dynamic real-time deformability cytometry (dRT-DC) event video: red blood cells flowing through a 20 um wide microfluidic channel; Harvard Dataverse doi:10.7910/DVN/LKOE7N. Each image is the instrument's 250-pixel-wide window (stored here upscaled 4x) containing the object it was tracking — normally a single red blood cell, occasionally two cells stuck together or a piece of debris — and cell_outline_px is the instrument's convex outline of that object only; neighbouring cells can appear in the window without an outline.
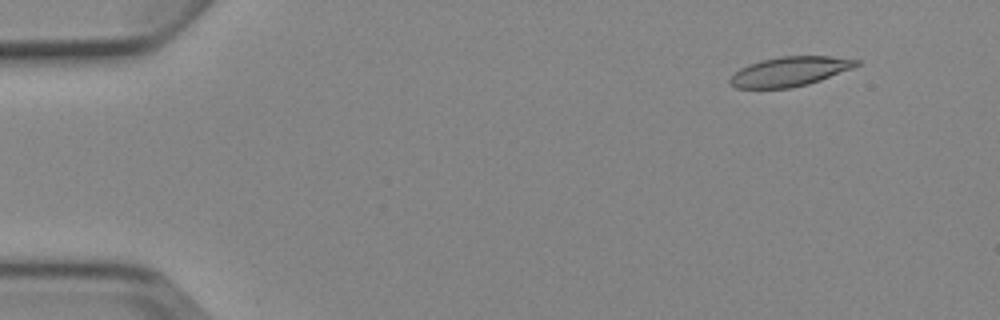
{"species": "Egyptian fruit bat (a non-hibernating species)", "species_latin": "Rousettus aegyptiacus", "temperature_condition": "cold", "stored_images_in_passage": 4, "camera_frame_rate_fps": 3000, "um_per_image_px": 0.085, "animal": {"sex": "female"}, "frame": {"image": 1, "passage_image": 2, "time_ms": 1.0, "image_size_px": [1000, 320], "cell_outline_px": [[860, 64], [852, 68], [820, 80], [808, 84], [792, 88], [736, 88], [728, 84], [728, 80], [740, 68], [748, 64], [760, 60], [780, 56], [832, 56], [860, 60]], "centroid_in_image_um": [67.11, 6.07], "position_along_channel_um": 17.9, "area_um2": 21.79}}
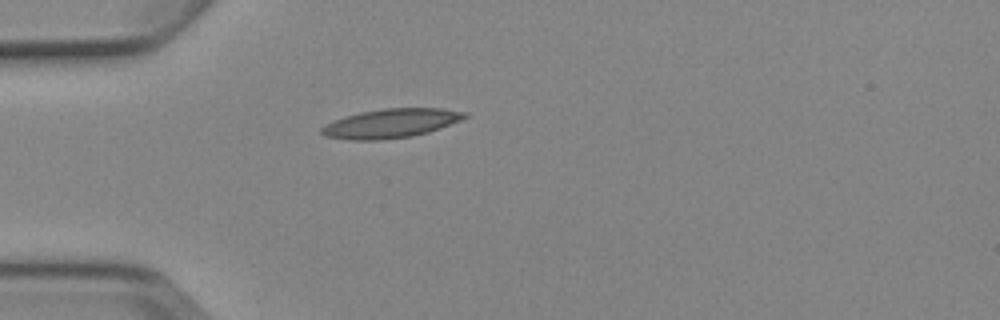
{"frame": {"image": 2, "passage_image": 4, "time_ms": 4.333, "image_size_px": [1000, 320], "cell_outline_px": [[468, 116], [460, 120], [440, 128], [428, 132], [412, 136], [380, 140], [352, 140], [324, 136], [320, 132], [320, 128], [324, 124], [360, 112], [384, 108], [444, 108], [468, 112]], "centroid_in_image_um": [33.24, 10.48], "position_along_channel_um": 51.8, "area_um2": 24.22}}